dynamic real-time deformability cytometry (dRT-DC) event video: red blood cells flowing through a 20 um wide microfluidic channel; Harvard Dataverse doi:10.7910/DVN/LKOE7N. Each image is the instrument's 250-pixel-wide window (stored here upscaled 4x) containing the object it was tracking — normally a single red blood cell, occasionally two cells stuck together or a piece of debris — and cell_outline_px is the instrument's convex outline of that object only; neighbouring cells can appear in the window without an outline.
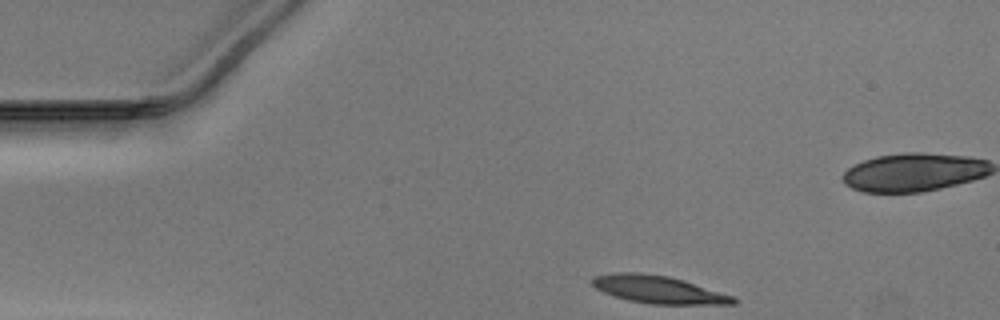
{"species": "Egyptian fruit bat (a non-hibernating species)", "species_latin": "Rousettus aegyptiacus", "temperature_condition": "warm", "stored_images_in_passage": 26, "camera_frame_rate_fps": 3000, "um_per_image_px": 0.085, "animal": {"sex": "male"}, "frame": {"image": 1, "passage_image": 1, "time_ms": 0.0, "image_size_px": [1000, 320], "cell_outline_px": [[740, 300], [736, 304], [652, 304], [628, 300], [604, 292], [596, 288], [588, 280], [592, 276], [612, 272], [640, 272], [668, 276], [684, 280], [736, 296]], "centroid_in_image_um": [55.99, 24.6], "position_along_channel_um": 29.0, "area_um2": 23.06}}
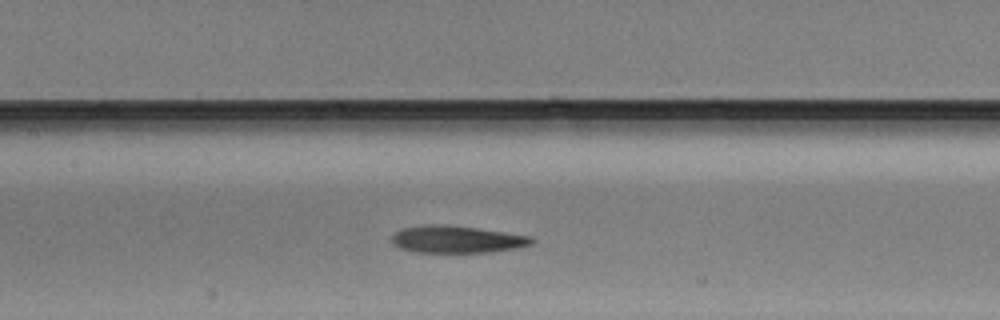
{"frame": {"image": 2, "passage_image": 16, "time_ms": 5.0, "image_size_px": [1000, 320], "cell_outline_px": [[536, 240], [532, 244], [516, 248], [492, 252], [416, 252], [400, 248], [392, 244], [392, 236], [400, 228], [420, 224], [448, 224], [532, 236]], "centroid_in_image_um": [38.81, 20.33], "position_along_channel_um": 168.6, "area_um2": 22.43}}
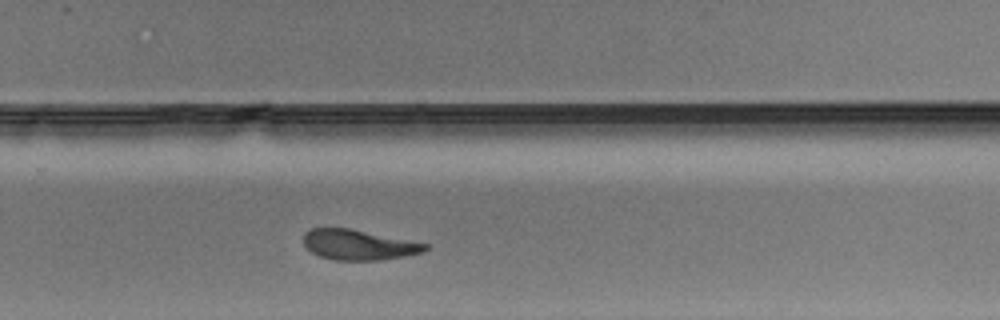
{"frame": {"image": 3, "passage_image": 26, "time_ms": 8.333, "image_size_px": [1000, 320], "cell_outline_px": [[428, 248], [420, 252], [404, 256], [380, 260], [336, 260], [320, 256], [312, 252], [304, 244], [304, 232], [312, 228], [348, 228], [428, 244]], "centroid_in_image_um": [30.44, 20.8], "position_along_channel_um": 299.4, "area_um2": 21.04}}